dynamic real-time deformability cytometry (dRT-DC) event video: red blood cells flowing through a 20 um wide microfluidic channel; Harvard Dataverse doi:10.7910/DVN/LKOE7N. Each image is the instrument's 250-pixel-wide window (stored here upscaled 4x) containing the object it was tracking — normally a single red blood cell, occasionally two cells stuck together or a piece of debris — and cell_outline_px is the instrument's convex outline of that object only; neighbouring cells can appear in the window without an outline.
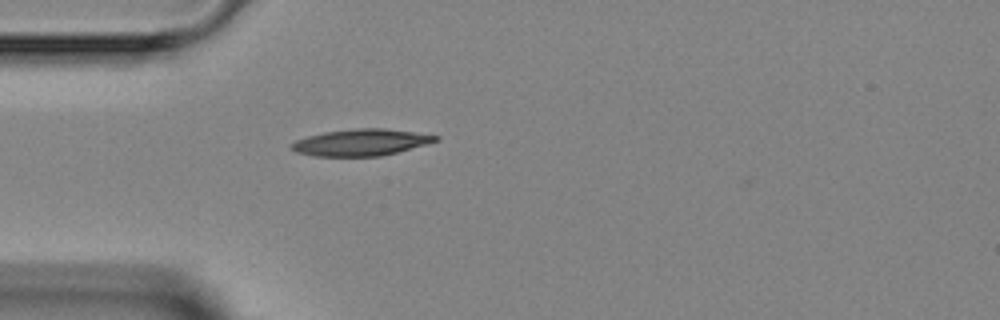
{"species": "Egyptian fruit bat (a non-hibernating species)", "species_latin": "Rousettus aegyptiacus", "temperature_condition": "room temperature", "stored_images_in_passage": 4, "camera_frame_rate_fps": 3000, "um_per_image_px": 0.085, "animal": {"sex": "female"}, "frame": {"image": 1, "passage_image": 4, "time_ms": 4.0, "image_size_px": [1000, 320], "cell_outline_px": [[440, 140], [428, 144], [380, 156], [312, 156], [296, 152], [288, 144], [296, 140], [308, 136], [324, 132], [356, 128], [384, 128], [440, 136]], "centroid_in_image_um": [30.67, 12.1], "position_along_channel_um": 54.3, "area_um2": 22.31}}